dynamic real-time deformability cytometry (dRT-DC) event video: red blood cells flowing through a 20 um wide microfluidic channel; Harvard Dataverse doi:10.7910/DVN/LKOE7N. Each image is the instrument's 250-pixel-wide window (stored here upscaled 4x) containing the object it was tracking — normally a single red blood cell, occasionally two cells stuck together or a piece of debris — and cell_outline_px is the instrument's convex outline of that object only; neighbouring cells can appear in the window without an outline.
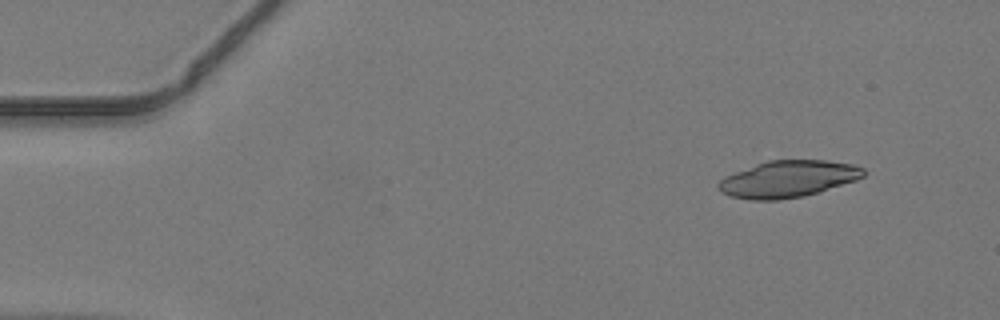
{"species": "common noctule bat (a hibernating species)", "species_latin": "Nyctalus noctula", "temperature_condition": "warm", "stored_images_in_passage": 9, "camera_frame_rate_fps": 3000, "um_per_image_px": 0.085, "animal": {"sex": "male", "body_mass_g": 19.2, "forearm_length_mm": 51.8}, "frame": {"image": 1, "passage_image": 1, "time_ms": 0.0, "image_size_px": [1000, 320], "cell_outline_px": [[864, 176], [856, 180], [820, 192], [804, 196], [780, 200], [748, 200], [732, 196], [720, 192], [716, 188], [716, 184], [724, 176], [756, 164], [768, 160], [824, 160], [852, 164], [864, 168]], "centroid_in_image_um": [66.95, 15.22], "position_along_channel_um": 18.0, "area_um2": 31.21}}